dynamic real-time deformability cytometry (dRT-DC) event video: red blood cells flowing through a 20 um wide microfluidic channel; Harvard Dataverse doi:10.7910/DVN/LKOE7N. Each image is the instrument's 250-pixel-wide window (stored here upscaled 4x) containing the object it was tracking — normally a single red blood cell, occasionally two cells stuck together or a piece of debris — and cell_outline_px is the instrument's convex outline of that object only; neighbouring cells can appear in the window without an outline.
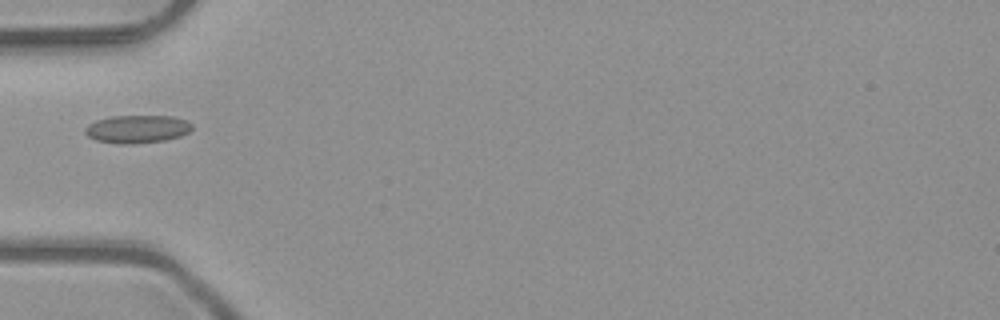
{"species": "common noctule bat (a hibernating species)", "species_latin": "Nyctalus noctula", "temperature_condition": "room temperature", "stored_images_in_passage": 7, "camera_frame_rate_fps": 3000, "um_per_image_px": 0.085, "animal": {"sex": "male", "body_mass_g": 23.1, "forearm_length_mm": 52.7}, "frame": {"image": 1, "passage_image": 5, "time_ms": 1.333, "image_size_px": [1000, 320], "cell_outline_px": [[192, 128], [188, 132], [180, 136], [164, 140], [132, 144], [120, 144], [96, 140], [88, 136], [84, 132], [84, 128], [88, 124], [96, 120], [112, 116], [172, 116], [188, 120], [192, 124]], "centroid_in_image_um": [11.65, 10.96], "position_along_channel_um": 73.3, "area_um2": 17.46}}
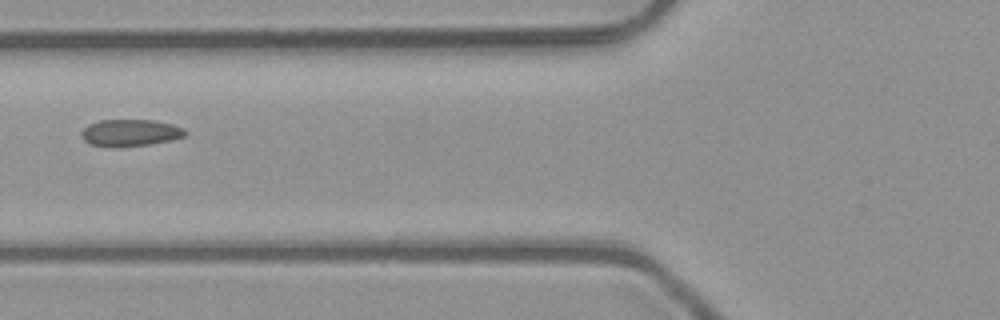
{"frame": {"image": 2, "passage_image": 6, "time_ms": 1.667, "image_size_px": [1000, 320], "cell_outline_px": [[188, 132], [184, 136], [172, 140], [148, 144], [116, 148], [112, 148], [92, 144], [84, 140], [80, 136], [80, 132], [88, 124], [100, 120], [152, 120], [172, 124], [184, 128]], "centroid_in_image_um": [11.05, 11.29], "position_along_channel_um": 114.7, "area_um2": 16.42}}
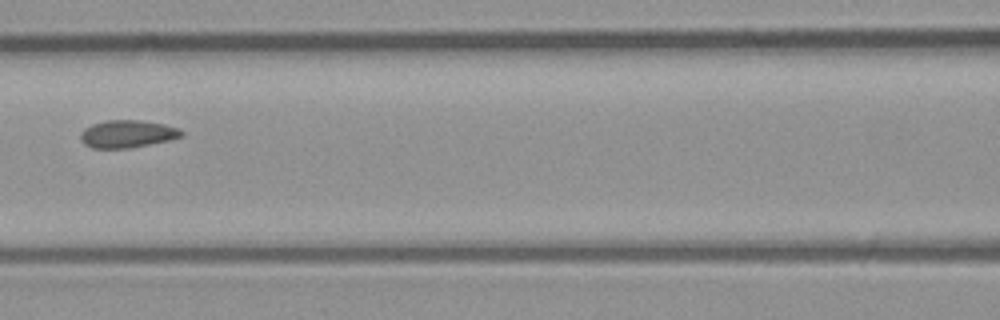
{"frame": {"image": 3, "passage_image": 7, "time_ms": 2.0, "image_size_px": [1000, 320], "cell_outline_px": [[184, 136], [168, 140], [128, 148], [92, 148], [84, 144], [80, 140], [80, 132], [84, 128], [92, 124], [104, 120], [140, 120], [164, 124], [180, 128], [184, 132]], "centroid_in_image_um": [10.81, 11.37], "position_along_channel_um": 155.8, "area_um2": 16.3}}